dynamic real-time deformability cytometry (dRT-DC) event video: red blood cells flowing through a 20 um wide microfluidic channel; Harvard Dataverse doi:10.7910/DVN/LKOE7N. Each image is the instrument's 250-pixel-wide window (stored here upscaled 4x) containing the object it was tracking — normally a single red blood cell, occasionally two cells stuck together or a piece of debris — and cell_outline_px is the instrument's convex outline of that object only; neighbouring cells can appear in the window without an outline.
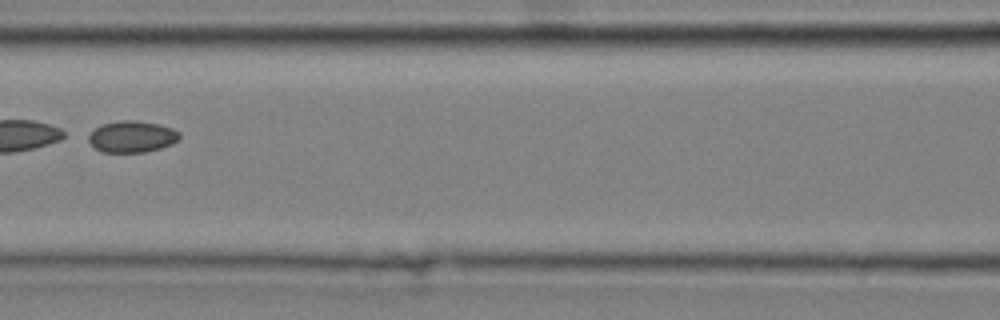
{"species": "common noctule bat (a hibernating species)", "species_latin": "Nyctalus noctula", "temperature_condition": "cold", "stored_images_in_passage": 4, "camera_frame_rate_fps": 3000, "um_per_image_px": 0.085, "animal": {"sex": "male", "body_mass_g": 20.4}, "frame": {"image": 1, "passage_image": 4, "time_ms": 1.0, "image_size_px": [1000, 320], "cell_outline_px": [[180, 140], [172, 144], [160, 148], [144, 152], [100, 152], [88, 140], [88, 136], [100, 124], [120, 120], [136, 120], [156, 124], [172, 128], [180, 132]], "centroid_in_image_um": [11.23, 11.61], "position_along_channel_um": 155.4, "area_um2": 16.7}}